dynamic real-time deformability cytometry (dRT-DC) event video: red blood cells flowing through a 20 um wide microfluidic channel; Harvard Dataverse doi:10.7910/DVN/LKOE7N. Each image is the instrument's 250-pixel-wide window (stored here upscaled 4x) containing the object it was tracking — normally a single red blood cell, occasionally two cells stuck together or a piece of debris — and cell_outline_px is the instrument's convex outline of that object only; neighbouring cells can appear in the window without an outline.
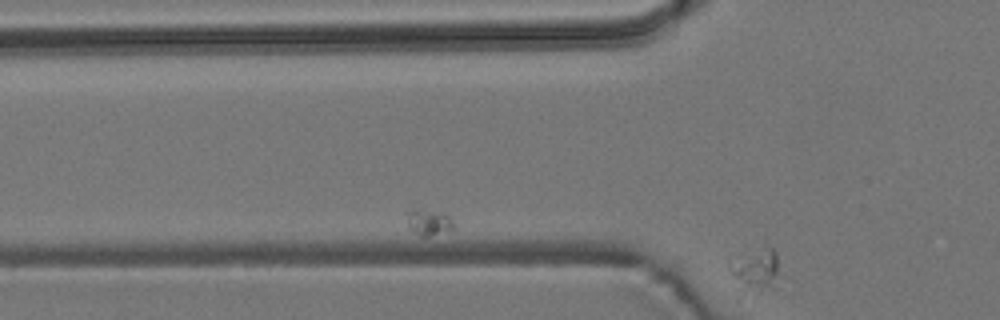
{"species": "common noctule bat (a hibernating species)", "species_latin": "Nyctalus noctula", "temperature_condition": "room temperature", "stored_images_in_passage": 2, "camera_frame_rate_fps": 3000, "um_per_image_px": 0.085, "animal": {"sex": "male", "body_mass_g": 19.2, "forearm_length_mm": 51.8}, "frame": {"image": 1, "passage_image": 2, "time_ms": 1.333, "image_size_px": [1000, 320], "cell_outline_px": [[784, 280], [776, 288], [760, 292], [756, 292], [736, 276], [728, 268], [728, 260], [736, 256], [764, 244], [768, 244], [776, 252]], "centroid_in_image_um": [64.43, 22.82], "position_along_channel_um": 61.4, "area_um2": 12.89}}